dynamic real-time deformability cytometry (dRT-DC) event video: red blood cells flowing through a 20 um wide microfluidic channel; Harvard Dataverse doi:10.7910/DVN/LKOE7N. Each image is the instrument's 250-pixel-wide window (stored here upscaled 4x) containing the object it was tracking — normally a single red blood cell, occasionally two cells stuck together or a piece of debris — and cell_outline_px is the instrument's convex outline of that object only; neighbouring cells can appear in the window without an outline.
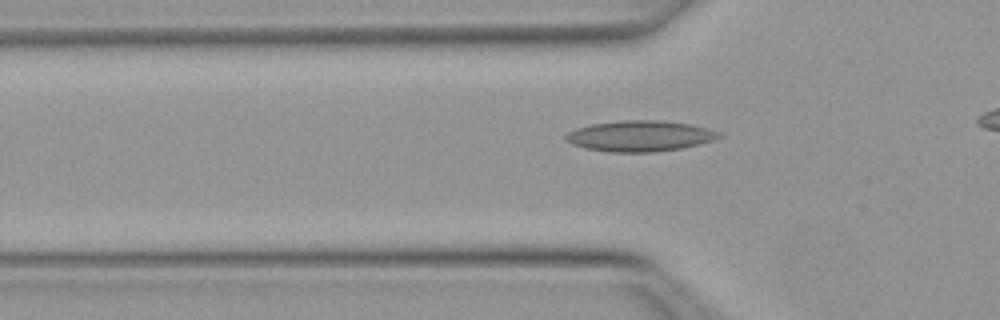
{"species": "Egyptian fruit bat (a non-hibernating species)", "species_latin": "Rousettus aegyptiacus", "temperature_condition": "warm", "stored_images_in_passage": 36, "camera_frame_rate_fps": 3000, "um_per_image_px": 0.085, "animal": {"sex": "female"}, "frame": {"image": 1, "passage_image": 9, "time_ms": 2.667, "image_size_px": [1000, 320], "cell_outline_px": [[724, 136], [712, 140], [684, 148], [656, 152], [608, 152], [584, 148], [572, 144], [564, 140], [564, 136], [568, 132], [576, 128], [592, 124], [620, 120], [660, 120], [692, 124], [708, 128], [720, 132]], "centroid_in_image_um": [54.39, 11.56], "position_along_channel_um": 71.4, "area_um2": 27.8}}
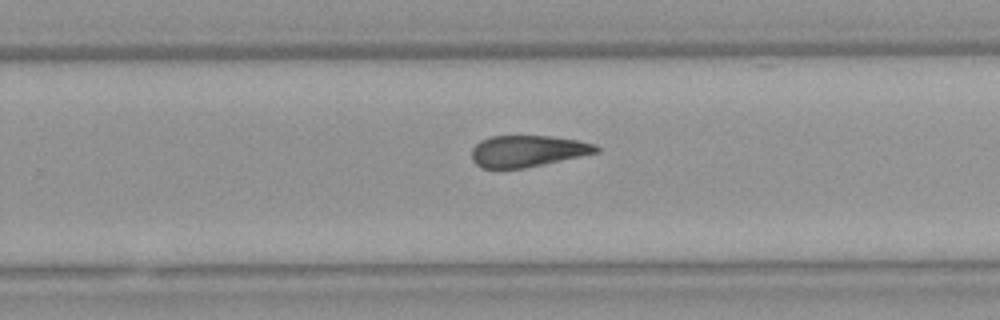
{"frame": {"image": 2, "passage_image": 25, "time_ms": 8.0, "image_size_px": [1000, 320], "cell_outline_px": [[600, 152], [544, 164], [524, 168], [480, 168], [472, 160], [472, 148], [480, 140], [492, 136], [552, 136], [580, 140], [596, 144], [600, 148]], "centroid_in_image_um": [44.87, 12.83], "position_along_channel_um": 284.9, "area_um2": 23.0}}
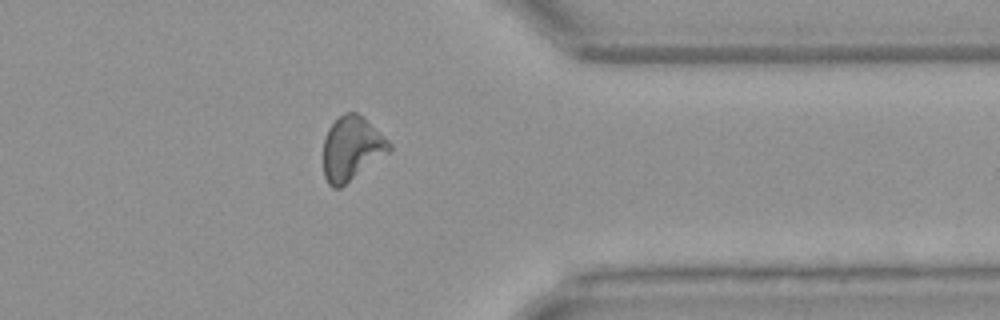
{"frame": {"image": 3, "passage_image": 33, "time_ms": 10.667, "image_size_px": [1000, 320], "cell_outline_px": [[392, 148], [388, 152], [340, 188], [332, 188], [328, 184], [324, 176], [324, 140], [328, 128], [344, 112], [356, 112], [364, 116], [392, 144]], "centroid_in_image_um": [29.88, 12.6], "position_along_channel_um": 381.5, "area_um2": 24.39}}